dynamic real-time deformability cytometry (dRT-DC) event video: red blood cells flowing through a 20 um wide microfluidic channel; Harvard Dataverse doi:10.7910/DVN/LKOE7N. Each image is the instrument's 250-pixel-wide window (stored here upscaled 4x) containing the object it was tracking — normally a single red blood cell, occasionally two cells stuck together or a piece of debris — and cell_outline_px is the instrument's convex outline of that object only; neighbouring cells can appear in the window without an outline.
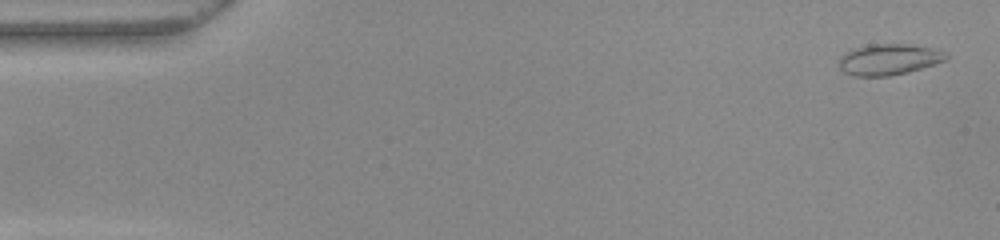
{"species": "common noctule bat (a hibernating species)", "species_latin": "Nyctalus noctula", "temperature_condition": "warm", "stored_images_in_passage": 52, "camera_frame_rate_fps": 3000, "um_per_image_px": 0.085, "animal": {"sex": "female", "body_mass_g": 22.0, "forearm_length_mm": 56.7}, "frame": {"image": 1, "passage_image": 2, "time_ms": 0.333, "image_size_px": [1000, 240], "cell_outline_px": [[948, 60], [936, 64], [908, 72], [892, 76], [852, 76], [844, 72], [836, 64], [840, 56], [852, 48], [868, 44], [908, 44], [932, 48], [948, 52]], "centroid_in_image_um": [75.54, 5.05], "position_along_channel_um": 9.5, "area_um2": 19.83}}
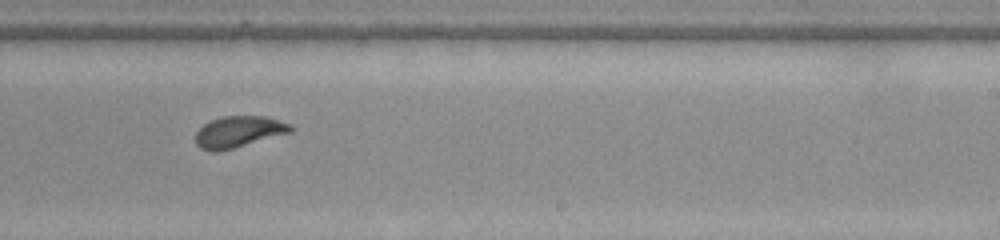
{"frame": {"image": 2, "passage_image": 32, "time_ms": 10.333, "image_size_px": [1000, 240], "cell_outline_px": [[296, 128], [292, 132], [232, 148], [216, 152], [212, 152], [200, 148], [196, 144], [196, 132], [208, 120], [220, 116], [264, 116], [280, 120], [292, 124]], "centroid_in_image_um": [20.3, 11.18], "position_along_channel_um": 268.7, "area_um2": 17.51}}
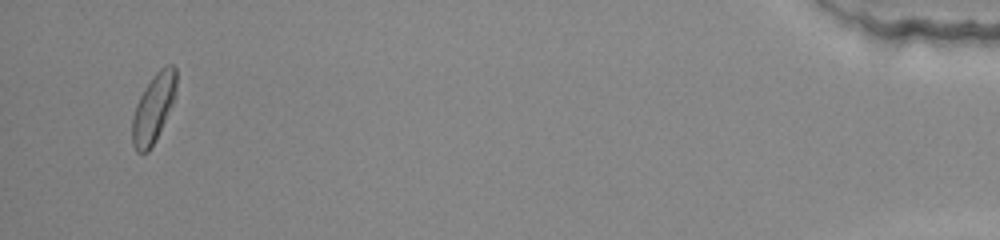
{"frame": {"image": 3, "passage_image": 50, "time_ms": 16.333, "image_size_px": [1000, 240], "cell_outline_px": [[176, 88], [172, 104], [156, 140], [148, 152], [136, 152], [132, 144], [132, 116], [136, 104], [144, 88], [152, 76], [160, 68], [168, 64], [172, 64], [176, 68]], "centroid_in_image_um": [13.03, 9.19], "position_along_channel_um": 422.2, "area_um2": 17.57}, "authors_computed_cell_mechanics": {"area_um2": 17.8602, "velocity_mm_per_s": 3.9594, "shape_relaxation_time_tau1_ms": 6.6177, "shape_relaxation_time_tau2_ms": null, "deformation_change_tau1": 0.1659, "deformation_change_tau2": null}}